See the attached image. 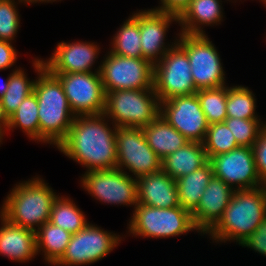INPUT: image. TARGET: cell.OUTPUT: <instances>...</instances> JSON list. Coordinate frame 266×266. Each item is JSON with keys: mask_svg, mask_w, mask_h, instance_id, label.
I'll use <instances>...</instances> for the list:
<instances>
[{"mask_svg": "<svg viewBox=\"0 0 266 266\" xmlns=\"http://www.w3.org/2000/svg\"><path fill=\"white\" fill-rule=\"evenodd\" d=\"M116 130L104 114L76 116L57 149L86 172L116 169Z\"/></svg>", "mask_w": 266, "mask_h": 266, "instance_id": "6da1fadb", "label": "cell"}, {"mask_svg": "<svg viewBox=\"0 0 266 266\" xmlns=\"http://www.w3.org/2000/svg\"><path fill=\"white\" fill-rule=\"evenodd\" d=\"M32 65L38 75L33 92L38 102L40 143L57 147L66 138L76 116L61 82L45 68L44 60L34 57Z\"/></svg>", "mask_w": 266, "mask_h": 266, "instance_id": "7a4b0ae2", "label": "cell"}, {"mask_svg": "<svg viewBox=\"0 0 266 266\" xmlns=\"http://www.w3.org/2000/svg\"><path fill=\"white\" fill-rule=\"evenodd\" d=\"M266 220V185L235 190L218 222L205 234L214 243L240 244Z\"/></svg>", "mask_w": 266, "mask_h": 266, "instance_id": "3957f363", "label": "cell"}, {"mask_svg": "<svg viewBox=\"0 0 266 266\" xmlns=\"http://www.w3.org/2000/svg\"><path fill=\"white\" fill-rule=\"evenodd\" d=\"M41 176L17 182L0 207V214L10 223L37 231L50 219L54 201L59 196Z\"/></svg>", "mask_w": 266, "mask_h": 266, "instance_id": "277c9868", "label": "cell"}, {"mask_svg": "<svg viewBox=\"0 0 266 266\" xmlns=\"http://www.w3.org/2000/svg\"><path fill=\"white\" fill-rule=\"evenodd\" d=\"M130 215L127 229L132 237L169 238L179 237L189 232L202 234L195 227L192 214L181 206L173 208H156L138 204Z\"/></svg>", "mask_w": 266, "mask_h": 266, "instance_id": "5b68a950", "label": "cell"}, {"mask_svg": "<svg viewBox=\"0 0 266 266\" xmlns=\"http://www.w3.org/2000/svg\"><path fill=\"white\" fill-rule=\"evenodd\" d=\"M116 127L143 128L160 115L154 89L115 90L106 93L103 113Z\"/></svg>", "mask_w": 266, "mask_h": 266, "instance_id": "8992f818", "label": "cell"}, {"mask_svg": "<svg viewBox=\"0 0 266 266\" xmlns=\"http://www.w3.org/2000/svg\"><path fill=\"white\" fill-rule=\"evenodd\" d=\"M207 35L179 33L177 40L188 55L196 90L227 85L220 54Z\"/></svg>", "mask_w": 266, "mask_h": 266, "instance_id": "52a82bcc", "label": "cell"}, {"mask_svg": "<svg viewBox=\"0 0 266 266\" xmlns=\"http://www.w3.org/2000/svg\"><path fill=\"white\" fill-rule=\"evenodd\" d=\"M100 65L105 94L115 90L154 89V65L147 59L124 57L107 51Z\"/></svg>", "mask_w": 266, "mask_h": 266, "instance_id": "ba28073f", "label": "cell"}, {"mask_svg": "<svg viewBox=\"0 0 266 266\" xmlns=\"http://www.w3.org/2000/svg\"><path fill=\"white\" fill-rule=\"evenodd\" d=\"M80 176L81 187L102 204L136 207L138 182L118 168L91 170Z\"/></svg>", "mask_w": 266, "mask_h": 266, "instance_id": "9c48e42d", "label": "cell"}, {"mask_svg": "<svg viewBox=\"0 0 266 266\" xmlns=\"http://www.w3.org/2000/svg\"><path fill=\"white\" fill-rule=\"evenodd\" d=\"M153 88L160 103L197 92L188 55L178 43L154 64Z\"/></svg>", "mask_w": 266, "mask_h": 266, "instance_id": "30bf717a", "label": "cell"}, {"mask_svg": "<svg viewBox=\"0 0 266 266\" xmlns=\"http://www.w3.org/2000/svg\"><path fill=\"white\" fill-rule=\"evenodd\" d=\"M123 238L117 232L104 230L89 222L82 230L72 234L67 249L54 266H85L102 260Z\"/></svg>", "mask_w": 266, "mask_h": 266, "instance_id": "8fae6325", "label": "cell"}, {"mask_svg": "<svg viewBox=\"0 0 266 266\" xmlns=\"http://www.w3.org/2000/svg\"><path fill=\"white\" fill-rule=\"evenodd\" d=\"M116 148L117 168L127 175L137 179L161 171L162 160L148 145L142 128L117 127Z\"/></svg>", "mask_w": 266, "mask_h": 266, "instance_id": "7c38bea8", "label": "cell"}, {"mask_svg": "<svg viewBox=\"0 0 266 266\" xmlns=\"http://www.w3.org/2000/svg\"><path fill=\"white\" fill-rule=\"evenodd\" d=\"M51 74L55 75L61 82L75 116L104 113L106 94L99 71Z\"/></svg>", "mask_w": 266, "mask_h": 266, "instance_id": "4fadbf2b", "label": "cell"}, {"mask_svg": "<svg viewBox=\"0 0 266 266\" xmlns=\"http://www.w3.org/2000/svg\"><path fill=\"white\" fill-rule=\"evenodd\" d=\"M160 115L189 142H204L209 124L196 93L161 102Z\"/></svg>", "mask_w": 266, "mask_h": 266, "instance_id": "5bb4252c", "label": "cell"}, {"mask_svg": "<svg viewBox=\"0 0 266 266\" xmlns=\"http://www.w3.org/2000/svg\"><path fill=\"white\" fill-rule=\"evenodd\" d=\"M215 177L234 190L252 189L265 185L257 172L252 147L239 146L209 159Z\"/></svg>", "mask_w": 266, "mask_h": 266, "instance_id": "9a60e30c", "label": "cell"}, {"mask_svg": "<svg viewBox=\"0 0 266 266\" xmlns=\"http://www.w3.org/2000/svg\"><path fill=\"white\" fill-rule=\"evenodd\" d=\"M178 24V15L160 12L153 9L139 10V31L143 59L153 65L177 43L179 33L174 36L173 42H165L167 32L172 23Z\"/></svg>", "mask_w": 266, "mask_h": 266, "instance_id": "2e32d148", "label": "cell"}, {"mask_svg": "<svg viewBox=\"0 0 266 266\" xmlns=\"http://www.w3.org/2000/svg\"><path fill=\"white\" fill-rule=\"evenodd\" d=\"M100 53L101 48L97 42L62 41L57 43L51 57L44 60V65L50 73L97 72L100 71L101 65L95 69L93 67Z\"/></svg>", "mask_w": 266, "mask_h": 266, "instance_id": "e0dca14e", "label": "cell"}, {"mask_svg": "<svg viewBox=\"0 0 266 266\" xmlns=\"http://www.w3.org/2000/svg\"><path fill=\"white\" fill-rule=\"evenodd\" d=\"M234 191L222 179L212 177L200 198L198 206L191 212L193 223L203 236L222 217Z\"/></svg>", "mask_w": 266, "mask_h": 266, "instance_id": "ac0fdd59", "label": "cell"}, {"mask_svg": "<svg viewBox=\"0 0 266 266\" xmlns=\"http://www.w3.org/2000/svg\"><path fill=\"white\" fill-rule=\"evenodd\" d=\"M0 256L26 263L37 255L36 232L10 223L0 214Z\"/></svg>", "mask_w": 266, "mask_h": 266, "instance_id": "d6986e66", "label": "cell"}, {"mask_svg": "<svg viewBox=\"0 0 266 266\" xmlns=\"http://www.w3.org/2000/svg\"><path fill=\"white\" fill-rule=\"evenodd\" d=\"M138 204L156 208L180 206L176 180L164 171L137 178Z\"/></svg>", "mask_w": 266, "mask_h": 266, "instance_id": "ffe728a7", "label": "cell"}, {"mask_svg": "<svg viewBox=\"0 0 266 266\" xmlns=\"http://www.w3.org/2000/svg\"><path fill=\"white\" fill-rule=\"evenodd\" d=\"M231 1V0H226ZM222 0H191L178 16L179 33L206 34L204 26H217L224 17Z\"/></svg>", "mask_w": 266, "mask_h": 266, "instance_id": "44dd1931", "label": "cell"}, {"mask_svg": "<svg viewBox=\"0 0 266 266\" xmlns=\"http://www.w3.org/2000/svg\"><path fill=\"white\" fill-rule=\"evenodd\" d=\"M209 162L203 143L188 142L161 162V170L174 180L200 169Z\"/></svg>", "mask_w": 266, "mask_h": 266, "instance_id": "7402d4cb", "label": "cell"}, {"mask_svg": "<svg viewBox=\"0 0 266 266\" xmlns=\"http://www.w3.org/2000/svg\"><path fill=\"white\" fill-rule=\"evenodd\" d=\"M142 129L148 145L161 160L189 142L161 115Z\"/></svg>", "mask_w": 266, "mask_h": 266, "instance_id": "603a6c76", "label": "cell"}, {"mask_svg": "<svg viewBox=\"0 0 266 266\" xmlns=\"http://www.w3.org/2000/svg\"><path fill=\"white\" fill-rule=\"evenodd\" d=\"M213 176L212 165L208 162L200 169L176 179L180 206L192 212L198 206L200 198Z\"/></svg>", "mask_w": 266, "mask_h": 266, "instance_id": "cb8c5ba5", "label": "cell"}, {"mask_svg": "<svg viewBox=\"0 0 266 266\" xmlns=\"http://www.w3.org/2000/svg\"><path fill=\"white\" fill-rule=\"evenodd\" d=\"M71 237V233L46 222L36 231L37 255L43 253V260L54 266L64 255Z\"/></svg>", "mask_w": 266, "mask_h": 266, "instance_id": "d4e9b609", "label": "cell"}, {"mask_svg": "<svg viewBox=\"0 0 266 266\" xmlns=\"http://www.w3.org/2000/svg\"><path fill=\"white\" fill-rule=\"evenodd\" d=\"M111 39L109 51L124 57L143 58L139 31V11L133 12Z\"/></svg>", "mask_w": 266, "mask_h": 266, "instance_id": "484cf974", "label": "cell"}, {"mask_svg": "<svg viewBox=\"0 0 266 266\" xmlns=\"http://www.w3.org/2000/svg\"><path fill=\"white\" fill-rule=\"evenodd\" d=\"M84 213L68 195H60L53 203L49 222L75 234L90 222Z\"/></svg>", "mask_w": 266, "mask_h": 266, "instance_id": "4316f807", "label": "cell"}, {"mask_svg": "<svg viewBox=\"0 0 266 266\" xmlns=\"http://www.w3.org/2000/svg\"><path fill=\"white\" fill-rule=\"evenodd\" d=\"M16 128L21 129L30 140L40 143L38 102L34 92L27 96L10 116L8 131H14Z\"/></svg>", "mask_w": 266, "mask_h": 266, "instance_id": "83f0119b", "label": "cell"}, {"mask_svg": "<svg viewBox=\"0 0 266 266\" xmlns=\"http://www.w3.org/2000/svg\"><path fill=\"white\" fill-rule=\"evenodd\" d=\"M255 93L244 85L227 84V118L260 119L256 111Z\"/></svg>", "mask_w": 266, "mask_h": 266, "instance_id": "f1b7e54d", "label": "cell"}, {"mask_svg": "<svg viewBox=\"0 0 266 266\" xmlns=\"http://www.w3.org/2000/svg\"><path fill=\"white\" fill-rule=\"evenodd\" d=\"M36 79L28 78L27 73L21 67L10 72L8 88L0 98L2 105L9 117L17 110L23 100L33 93Z\"/></svg>", "mask_w": 266, "mask_h": 266, "instance_id": "f546056e", "label": "cell"}, {"mask_svg": "<svg viewBox=\"0 0 266 266\" xmlns=\"http://www.w3.org/2000/svg\"><path fill=\"white\" fill-rule=\"evenodd\" d=\"M196 94L208 124L223 123L227 118V86L197 90Z\"/></svg>", "mask_w": 266, "mask_h": 266, "instance_id": "4dcf8cb0", "label": "cell"}, {"mask_svg": "<svg viewBox=\"0 0 266 266\" xmlns=\"http://www.w3.org/2000/svg\"><path fill=\"white\" fill-rule=\"evenodd\" d=\"M203 145L208 159L239 147L234 135L224 122L209 125Z\"/></svg>", "mask_w": 266, "mask_h": 266, "instance_id": "1f68e13d", "label": "cell"}, {"mask_svg": "<svg viewBox=\"0 0 266 266\" xmlns=\"http://www.w3.org/2000/svg\"><path fill=\"white\" fill-rule=\"evenodd\" d=\"M224 123L234 135L238 146L253 147L266 121L261 119L226 118Z\"/></svg>", "mask_w": 266, "mask_h": 266, "instance_id": "d6a6232c", "label": "cell"}, {"mask_svg": "<svg viewBox=\"0 0 266 266\" xmlns=\"http://www.w3.org/2000/svg\"><path fill=\"white\" fill-rule=\"evenodd\" d=\"M21 0H0V40L14 42L20 28L21 15L17 4Z\"/></svg>", "mask_w": 266, "mask_h": 266, "instance_id": "836d02e7", "label": "cell"}, {"mask_svg": "<svg viewBox=\"0 0 266 266\" xmlns=\"http://www.w3.org/2000/svg\"><path fill=\"white\" fill-rule=\"evenodd\" d=\"M255 164L261 181L266 185V126L252 147Z\"/></svg>", "mask_w": 266, "mask_h": 266, "instance_id": "e575fe53", "label": "cell"}, {"mask_svg": "<svg viewBox=\"0 0 266 266\" xmlns=\"http://www.w3.org/2000/svg\"><path fill=\"white\" fill-rule=\"evenodd\" d=\"M239 246L250 248L266 257V220L260 223L255 231L243 240Z\"/></svg>", "mask_w": 266, "mask_h": 266, "instance_id": "d590c367", "label": "cell"}, {"mask_svg": "<svg viewBox=\"0 0 266 266\" xmlns=\"http://www.w3.org/2000/svg\"><path fill=\"white\" fill-rule=\"evenodd\" d=\"M17 59L18 53L12 42L0 40V71L15 66Z\"/></svg>", "mask_w": 266, "mask_h": 266, "instance_id": "8d00e7d4", "label": "cell"}, {"mask_svg": "<svg viewBox=\"0 0 266 266\" xmlns=\"http://www.w3.org/2000/svg\"><path fill=\"white\" fill-rule=\"evenodd\" d=\"M190 2L191 0H160L159 6L151 9L179 16Z\"/></svg>", "mask_w": 266, "mask_h": 266, "instance_id": "74e56055", "label": "cell"}, {"mask_svg": "<svg viewBox=\"0 0 266 266\" xmlns=\"http://www.w3.org/2000/svg\"><path fill=\"white\" fill-rule=\"evenodd\" d=\"M9 124H10V117L6 113V111H5V109H4L3 105H2L1 99H0V128L5 133H7V135H8Z\"/></svg>", "mask_w": 266, "mask_h": 266, "instance_id": "f35d334b", "label": "cell"}, {"mask_svg": "<svg viewBox=\"0 0 266 266\" xmlns=\"http://www.w3.org/2000/svg\"><path fill=\"white\" fill-rule=\"evenodd\" d=\"M23 3H24V5L26 4V5H34V4H36V3H52V2H59V1H62V0H21Z\"/></svg>", "mask_w": 266, "mask_h": 266, "instance_id": "ab89813d", "label": "cell"}, {"mask_svg": "<svg viewBox=\"0 0 266 266\" xmlns=\"http://www.w3.org/2000/svg\"><path fill=\"white\" fill-rule=\"evenodd\" d=\"M9 77H10V74L6 78L5 82H2V84H0V98L6 93V90L8 88V83H9Z\"/></svg>", "mask_w": 266, "mask_h": 266, "instance_id": "60d3db41", "label": "cell"}, {"mask_svg": "<svg viewBox=\"0 0 266 266\" xmlns=\"http://www.w3.org/2000/svg\"><path fill=\"white\" fill-rule=\"evenodd\" d=\"M4 135H5V132L0 128V145L3 142V138H5Z\"/></svg>", "mask_w": 266, "mask_h": 266, "instance_id": "b9f144b4", "label": "cell"}, {"mask_svg": "<svg viewBox=\"0 0 266 266\" xmlns=\"http://www.w3.org/2000/svg\"><path fill=\"white\" fill-rule=\"evenodd\" d=\"M259 2L263 3V5H264L265 8H266V0H259Z\"/></svg>", "mask_w": 266, "mask_h": 266, "instance_id": "7bdbcfd3", "label": "cell"}]
</instances>
